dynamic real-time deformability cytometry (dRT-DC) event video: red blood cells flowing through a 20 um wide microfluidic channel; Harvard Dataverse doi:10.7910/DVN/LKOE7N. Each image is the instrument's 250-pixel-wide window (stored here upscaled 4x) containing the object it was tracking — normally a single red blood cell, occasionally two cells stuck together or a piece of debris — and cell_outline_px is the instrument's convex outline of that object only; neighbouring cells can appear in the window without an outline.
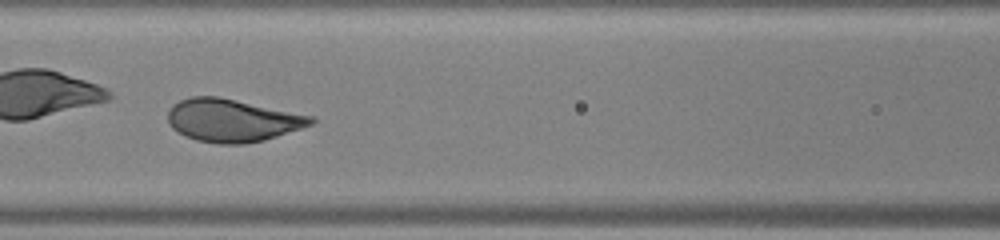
{"species": "human", "species_latin": "Homo sapiens", "temperature_condition": "warm", "stored_images_in_passage": 9, "camera_frame_rate_fps": 3000, "um_per_image_px": 0.085, "donor": {"sex": "male"}, "frame": {"image": 1, "passage_image": 7, "time_ms": 2.0, "image_size_px": [1000, 240], "cell_outline_px": [[316, 120], [312, 124], [264, 140], [244, 144], [220, 144], [196, 140], [172, 128], [168, 120], [168, 112], [172, 104], [180, 100], [192, 96], [216, 96], [316, 116]], "centroid_in_image_um": [19.76, 10.22], "position_along_channel_um": 146.8, "area_um2": 35.49}}